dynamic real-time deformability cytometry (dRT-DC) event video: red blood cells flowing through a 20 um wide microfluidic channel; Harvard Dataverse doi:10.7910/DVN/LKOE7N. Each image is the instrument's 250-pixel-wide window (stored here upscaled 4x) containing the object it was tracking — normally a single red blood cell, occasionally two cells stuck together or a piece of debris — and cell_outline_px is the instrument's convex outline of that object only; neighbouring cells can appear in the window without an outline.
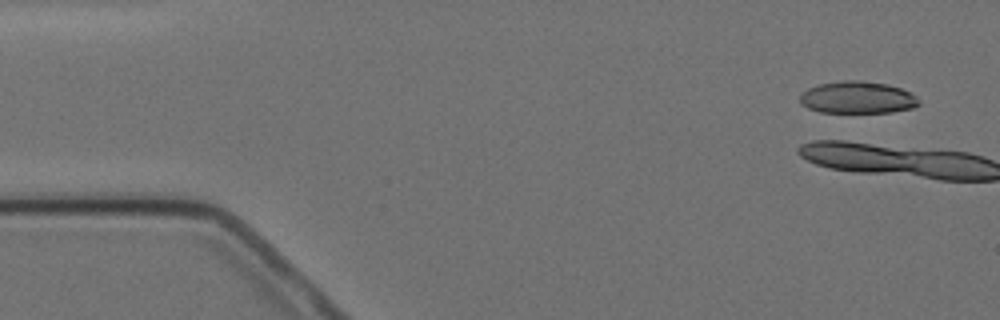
{"species": "Egyptian fruit bat (a non-hibernating species)", "species_latin": "Rousettus aegyptiacus", "temperature_condition": "cold", "stored_images_in_passage": 6, "camera_frame_rate_fps": 3000, "um_per_image_px": 0.085, "animal": {"sex": "female"}, "frame": {"image": 1, "passage_image": 1, "time_ms": 0.0, "image_size_px": [1000, 320], "cell_outline_px": [[920, 104], [912, 108], [892, 112], [820, 112], [808, 108], [800, 104], [800, 96], [808, 88], [816, 84], [844, 80], [860, 80], [888, 84], [900, 88], [916, 96]], "centroid_in_image_um": [72.86, 8.28], "position_along_channel_um": 12.1, "area_um2": 22.25}}
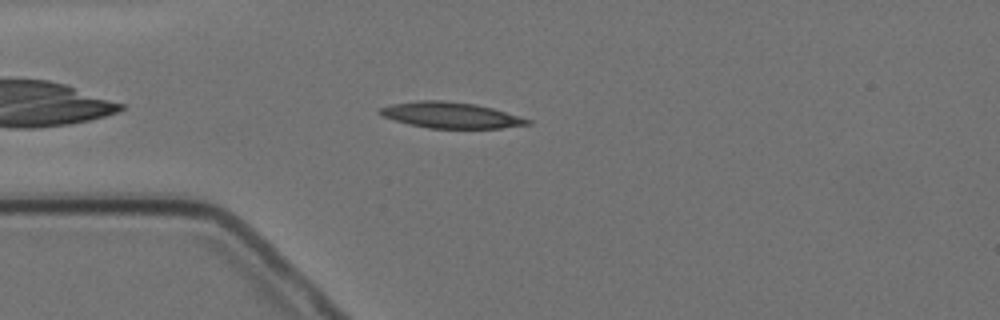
{"frame": {"image": 2, "passage_image": 5, "time_ms": 5.0, "image_size_px": [1000, 320], "cell_outline_px": [[532, 124], [500, 128], [428, 128], [408, 124], [380, 116], [376, 112], [380, 108], [392, 104], [420, 100], [440, 100], [476, 104], [492, 108], [532, 120]], "centroid_in_image_um": [38.28, 9.79], "position_along_channel_um": 46.7, "area_um2": 22.31}}